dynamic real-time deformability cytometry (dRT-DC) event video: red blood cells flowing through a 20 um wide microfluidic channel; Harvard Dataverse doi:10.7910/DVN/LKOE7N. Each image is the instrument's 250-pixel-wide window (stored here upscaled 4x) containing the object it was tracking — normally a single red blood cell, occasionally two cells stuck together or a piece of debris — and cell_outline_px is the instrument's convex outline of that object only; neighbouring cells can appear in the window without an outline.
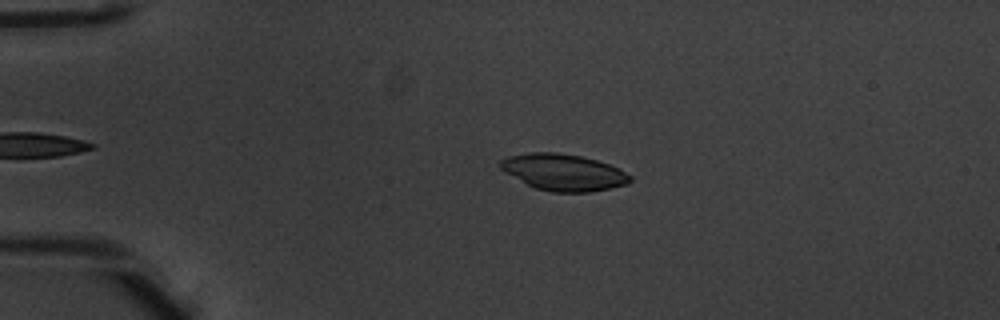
{"species": "common noctule bat (a hibernating species)", "species_latin": "Nyctalus noctula", "temperature_condition": "warm", "stored_images_in_passage": 46, "camera_frame_rate_fps": 3000, "um_per_image_px": 0.085, "animal": {"sex": "male", "body_mass_g": 20.1, "forearm_length_mm": 53.5}, "frame": {"image": 1, "passage_image": 12, "time_ms": 3.667, "image_size_px": [1000, 320], "cell_outline_px": [[632, 180], [628, 184], [612, 188], [592, 192], [552, 192], [536, 188], [504, 172], [500, 168], [500, 160], [508, 156], [528, 152], [556, 152], [580, 156], [596, 160], [620, 168], [632, 176]], "centroid_in_image_um": [47.92, 14.64], "position_along_channel_um": 37.1, "area_um2": 27.74}}
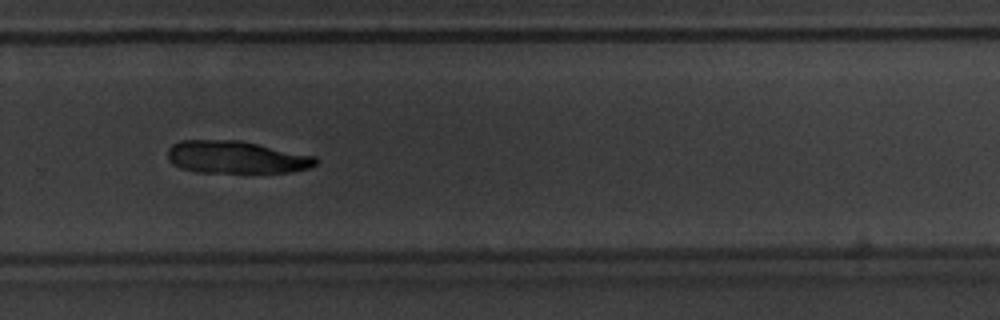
{"frame": {"image": 2, "passage_image": 36, "time_ms": 11.667, "image_size_px": [1000, 320], "cell_outline_px": [[320, 160], [312, 168], [292, 172], [196, 172], [180, 168], [172, 164], [168, 160], [168, 148], [172, 144], [180, 140], [240, 140], [316, 156]], "centroid_in_image_um": [20.09, 13.36], "position_along_channel_um": 309.7, "area_um2": 28.32}}
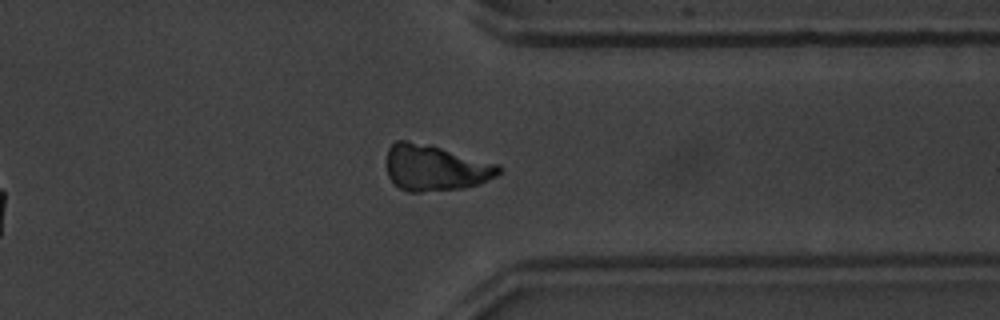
{"frame": {"image": 3, "passage_image": 41, "time_ms": 13.333, "image_size_px": [1000, 320], "cell_outline_px": [[500, 172], [496, 176], [480, 184], [464, 188], [420, 192], [408, 192], [392, 184], [388, 176], [384, 164], [388, 148], [396, 140], [408, 140], [432, 144], [500, 164]], "centroid_in_image_um": [36.96, 14.25], "position_along_channel_um": 374.4, "area_um2": 30.98}, "authors_computed_cell_mechanics": {"area_um2": 28.8711, "velocity_mm_per_s": 3.9718, "shape_relaxation_time_tau1_ms": 3.0768, "shape_relaxation_time_tau2_ms": null, "deformation_change_tau1": 0.0865, "deformation_change_tau2": null}}